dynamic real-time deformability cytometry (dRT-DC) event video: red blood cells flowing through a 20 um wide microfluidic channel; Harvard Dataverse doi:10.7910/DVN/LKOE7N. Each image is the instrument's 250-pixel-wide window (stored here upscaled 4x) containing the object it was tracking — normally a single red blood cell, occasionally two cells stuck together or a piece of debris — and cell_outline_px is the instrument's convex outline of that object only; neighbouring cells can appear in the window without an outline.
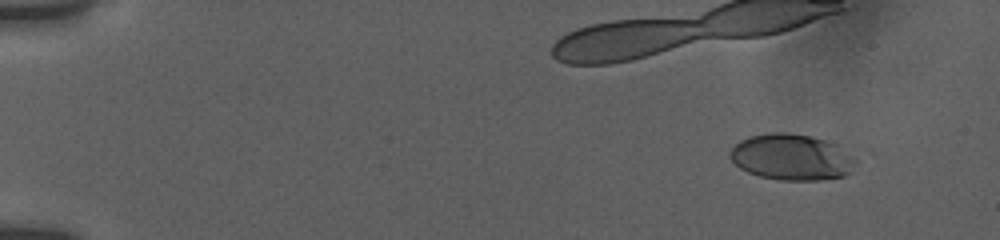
{"species": "human", "species_latin": "Homo sapiens", "temperature_condition": "room temperature", "stored_images_in_passage": 50, "camera_frame_rate_fps": 3000, "um_per_image_px": 0.085, "donor": {"sex": "female"}, "frame": {"image": 1, "passage_image": 1, "time_ms": 0.0, "image_size_px": [1000, 240], "cell_outline_px": [[856, 160], [848, 172], [844, 176], [820, 180], [780, 180], [760, 176], [748, 172], [740, 168], [732, 160], [732, 148], [740, 140], [748, 136], [772, 132], [784, 132], [812, 136], [836, 144]], "centroid_in_image_um": [67.26, 13.35], "position_along_channel_um": 17.7, "area_um2": 33.29}}